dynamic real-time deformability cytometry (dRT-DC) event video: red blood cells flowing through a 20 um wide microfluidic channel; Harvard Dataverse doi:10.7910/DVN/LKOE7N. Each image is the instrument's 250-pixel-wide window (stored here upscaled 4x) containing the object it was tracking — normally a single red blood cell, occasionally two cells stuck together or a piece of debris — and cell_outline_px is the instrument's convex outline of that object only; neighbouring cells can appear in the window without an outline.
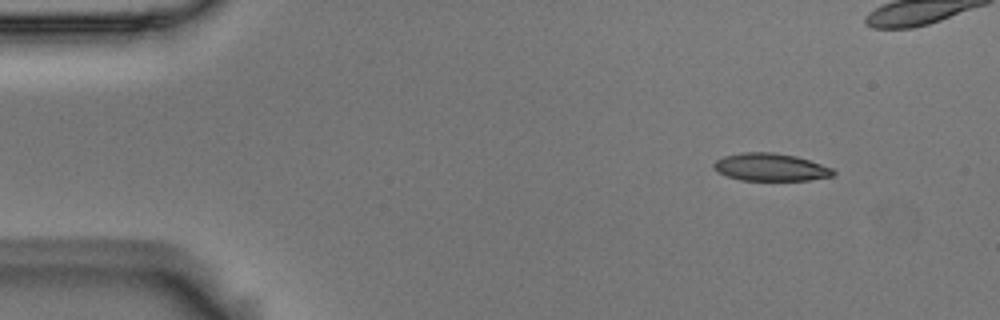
{"species": "Egyptian fruit bat (a non-hibernating species)", "species_latin": "Rousettus aegyptiacus", "temperature_condition": "room temperature", "stored_images_in_passage": 4, "camera_frame_rate_fps": 3000, "um_per_image_px": 0.085, "animal": {"sex": "male"}, "frame": {"image": 1, "passage_image": 1, "time_ms": 0.0, "image_size_px": [1000, 320], "cell_outline_px": [[836, 176], [808, 180], [740, 180], [716, 172], [712, 168], [712, 164], [716, 160], [724, 156], [740, 152], [772, 152], [796, 156], [832, 168], [836, 172]], "centroid_in_image_um": [65.47, 14.21], "position_along_channel_um": 19.5, "area_um2": 19.36}}